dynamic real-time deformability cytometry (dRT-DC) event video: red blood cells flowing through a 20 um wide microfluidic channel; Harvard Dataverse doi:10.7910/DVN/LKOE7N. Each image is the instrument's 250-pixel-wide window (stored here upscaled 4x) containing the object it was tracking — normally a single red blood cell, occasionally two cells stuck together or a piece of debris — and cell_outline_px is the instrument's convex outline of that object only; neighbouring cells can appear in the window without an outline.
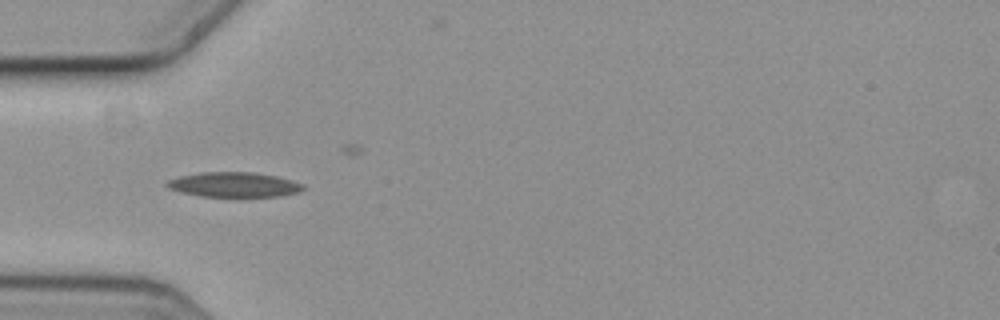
{"species": "common noctule bat (a hibernating species)", "species_latin": "Nyctalus noctula", "temperature_condition": "cold", "stored_images_in_passage": 5, "camera_frame_rate_fps": 3000, "um_per_image_px": 0.085, "animal": {"sex": "female", "body_mass_g": 19.3, "forearm_length_mm": 54.1}, "frame": {"image": 1, "passage_image": 4, "time_ms": 1.0, "image_size_px": [1000, 320], "cell_outline_px": [[308, 188], [300, 192], [280, 196], [240, 200], [236, 200], [200, 196], [168, 188], [164, 184], [168, 180], [180, 176], [200, 172], [252, 172], [276, 176], [292, 180], [304, 184]], "centroid_in_image_um": [19.97, 15.75], "position_along_channel_um": 65.0, "area_um2": 20.92}}
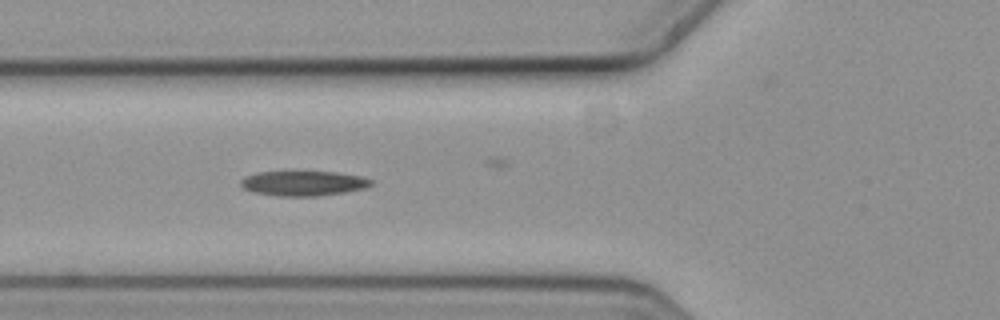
{"frame": {"image": 2, "passage_image": 5, "time_ms": 1.333, "image_size_px": [1000, 320], "cell_outline_px": [[372, 184], [364, 188], [344, 192], [316, 196], [276, 196], [252, 192], [244, 188], [240, 184], [240, 180], [244, 176], [256, 172], [336, 172], [360, 176], [372, 180]], "centroid_in_image_um": [25.73, 15.58], "position_along_channel_um": 100.1, "area_um2": 18.84}}